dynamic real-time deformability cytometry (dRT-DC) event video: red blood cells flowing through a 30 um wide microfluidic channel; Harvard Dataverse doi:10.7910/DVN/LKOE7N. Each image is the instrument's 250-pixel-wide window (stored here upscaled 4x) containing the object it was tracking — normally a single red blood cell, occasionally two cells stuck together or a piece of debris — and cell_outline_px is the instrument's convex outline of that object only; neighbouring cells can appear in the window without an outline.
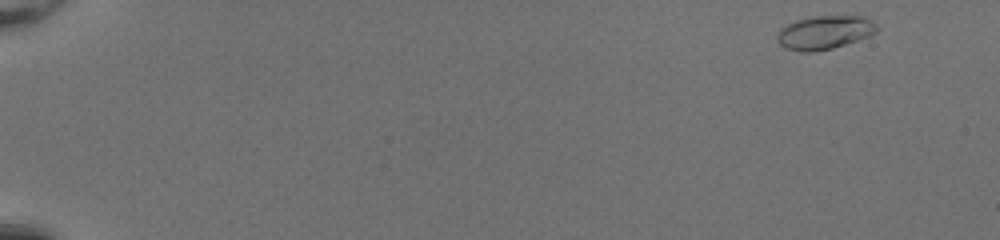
{"species": "common noctule bat (a hibernating species)", "species_latin": "Nyctalus noctula", "temperature_condition": "room temperature", "stored_images_in_passage": 50, "camera_frame_rate_fps": 3000, "um_per_image_px": 0.085, "animal": {"sex": "female", "body_mass_g": 20.0, "forearm_length_mm": 54.0}, "frame": {"image": 1, "passage_image": 1, "time_ms": 0.0, "image_size_px": [1000, 240], "cell_outline_px": [[880, 28], [876, 32], [868, 36], [832, 48], [812, 52], [800, 52], [784, 48], [776, 40], [776, 36], [780, 28], [784, 24], [796, 20], [812, 16], [864, 16], [872, 20]], "centroid_in_image_um": [70.05, 2.75], "position_along_channel_um": 15.0, "area_um2": 19.71}}
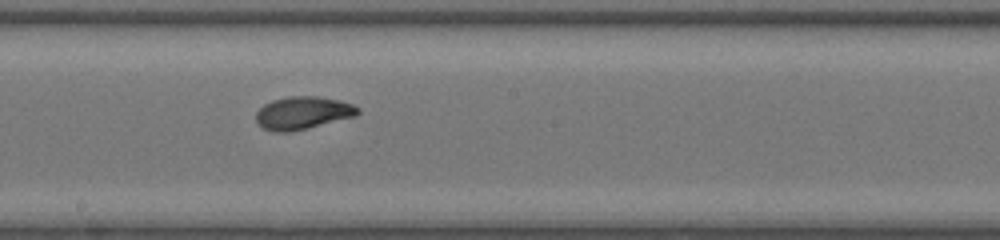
{"frame": {"image": 2, "passage_image": 29, "time_ms": 9.333, "image_size_px": [1000, 240], "cell_outline_px": [[360, 112], [356, 116], [308, 128], [288, 132], [272, 132], [264, 128], [256, 120], [256, 112], [264, 104], [272, 100], [288, 96], [316, 96], [340, 100], [352, 104], [360, 108]], "centroid_in_image_um": [25.75, 9.59], "position_along_channel_um": 222.4, "area_um2": 19.48}}
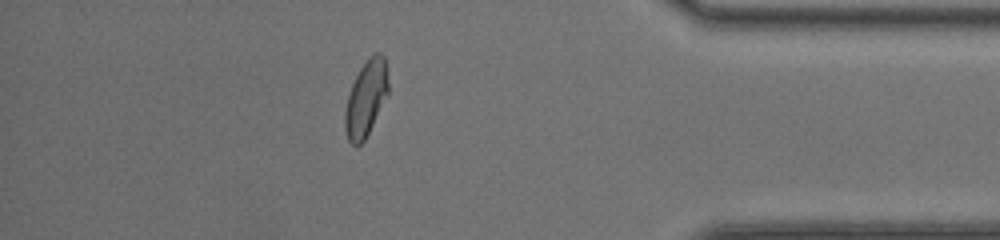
{"frame": {"image": 3, "passage_image": 44, "time_ms": 14.333, "image_size_px": [1000, 240], "cell_outline_px": [[388, 92], [364, 140], [360, 144], [352, 144], [348, 140], [344, 128], [344, 112], [348, 96], [352, 84], [360, 68], [368, 56], [376, 52], [380, 52], [384, 56], [388, 68]], "centroid_in_image_um": [31.1, 8.3], "position_along_channel_um": 404.1, "area_um2": 18.96}, "authors_computed_cell_mechanics": {"area_um2": 18.9295, "velocity_mm_per_s": 4.1389, "shape_relaxation_time_tau1_ms": 5.1602, "shape_relaxation_time_tau2_ms": 0.7322, "deformation_change_tau1": 0.1874, "deformation_change_tau2": 0.0496}}